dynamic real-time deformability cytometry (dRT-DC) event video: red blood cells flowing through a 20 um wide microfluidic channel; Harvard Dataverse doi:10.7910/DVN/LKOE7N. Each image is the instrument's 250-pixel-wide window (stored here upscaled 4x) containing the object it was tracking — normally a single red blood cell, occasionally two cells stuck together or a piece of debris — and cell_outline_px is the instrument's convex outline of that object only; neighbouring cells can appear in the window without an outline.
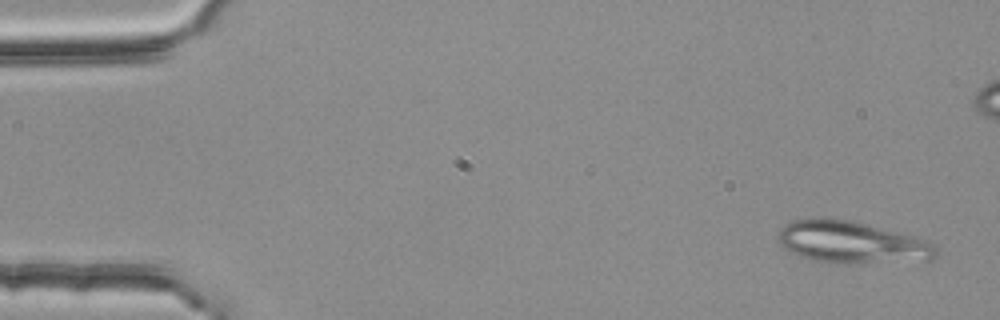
{"species": "common noctule bat (a hibernating species)", "species_latin": "Nyctalus noctula", "temperature_condition": "room temperature", "stored_images_in_passage": 5, "camera_frame_rate_fps": 3000, "um_per_image_px": 0.085, "animal": {"sex": "female", "body_mass_g": 25.1}, "frame": {"image": 1, "passage_image": 5, "time_ms": 1.333, "image_size_px": [1000, 320], "cell_outline_px": [[936, 256], [928, 260], [812, 260], [800, 256], [784, 248], [780, 244], [780, 228], [784, 224], [792, 220], [820, 216], [824, 216], [848, 220], [900, 232], [928, 240], [936, 244]], "centroid_in_image_um": [72.36, 20.51], "position_along_channel_um": 12.6, "area_um2": 37.28}}